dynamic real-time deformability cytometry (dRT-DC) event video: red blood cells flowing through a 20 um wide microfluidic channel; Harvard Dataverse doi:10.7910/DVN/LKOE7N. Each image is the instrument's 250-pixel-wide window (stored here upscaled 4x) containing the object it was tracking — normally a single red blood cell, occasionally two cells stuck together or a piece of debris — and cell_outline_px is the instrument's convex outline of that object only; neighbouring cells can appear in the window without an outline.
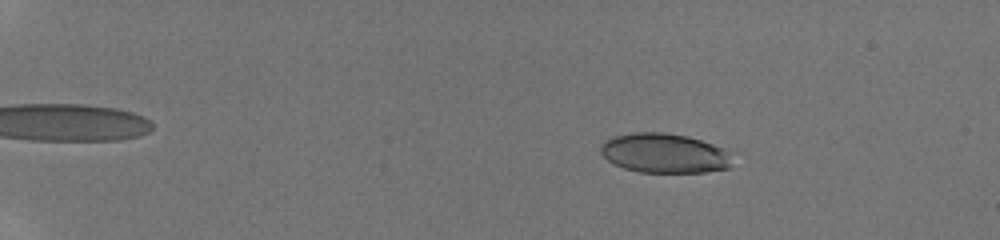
{"species": "human", "species_latin": "Homo sapiens", "temperature_condition": "room temperature", "stored_images_in_passage": 52, "camera_frame_rate_fps": 3000, "um_per_image_px": 0.085, "donor": {"sex": "male"}, "frame": {"image": 1, "passage_image": 10, "time_ms": 3.0, "image_size_px": [1000, 240], "cell_outline_px": [[728, 168], [704, 172], [640, 172], [624, 168], [612, 164], [600, 152], [600, 144], [604, 140], [612, 136], [632, 132], [664, 132], [688, 136], [724, 148], [728, 152]], "centroid_in_image_um": [56.38, 13.01], "position_along_channel_um": 28.6, "area_um2": 30.29}}
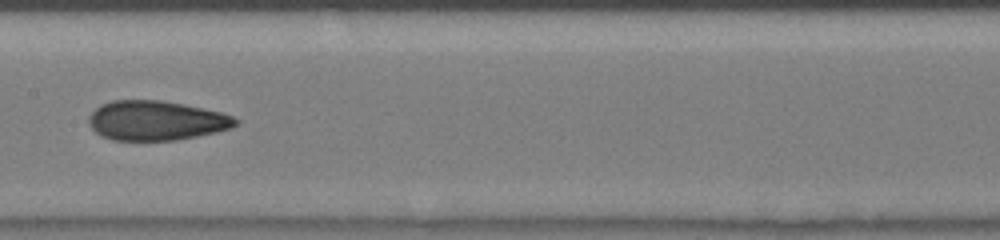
{"frame": {"image": 2, "passage_image": 31, "time_ms": 10.0, "image_size_px": [1000, 240], "cell_outline_px": [[240, 120], [232, 128], [216, 132], [176, 140], [112, 140], [100, 136], [88, 124], [88, 116], [100, 104], [112, 100], [160, 100], [184, 104], [220, 112], [232, 116]], "centroid_in_image_um": [13.24, 10.24], "position_along_channel_um": 194.2, "area_um2": 33.93}}
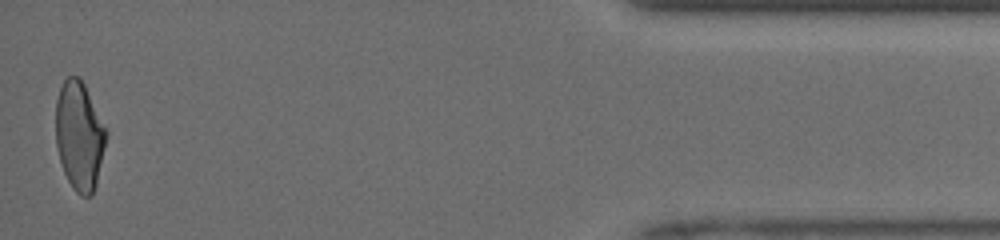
{"frame": {"image": 3, "passage_image": 52, "time_ms": 17.0, "image_size_px": [1000, 240], "cell_outline_px": [[108, 136], [96, 184], [92, 196], [80, 196], [72, 188], [64, 172], [60, 160], [56, 144], [56, 100], [60, 88], [64, 80], [68, 76], [80, 76], [108, 132]], "centroid_in_image_um": [6.75, 11.55], "position_along_channel_um": 428.4, "area_um2": 32.02}, "authors_computed_cell_mechanics": {"area_um2": 32.5414, "velocity_mm_per_s": 4.2251, "shape_relaxation_time_tau1_ms": 8.0251, "shape_relaxation_time_tau2_ms": 1.4385, "deformation_change_tau1": 0.2135, "deformation_change_tau2": 0.0791}}